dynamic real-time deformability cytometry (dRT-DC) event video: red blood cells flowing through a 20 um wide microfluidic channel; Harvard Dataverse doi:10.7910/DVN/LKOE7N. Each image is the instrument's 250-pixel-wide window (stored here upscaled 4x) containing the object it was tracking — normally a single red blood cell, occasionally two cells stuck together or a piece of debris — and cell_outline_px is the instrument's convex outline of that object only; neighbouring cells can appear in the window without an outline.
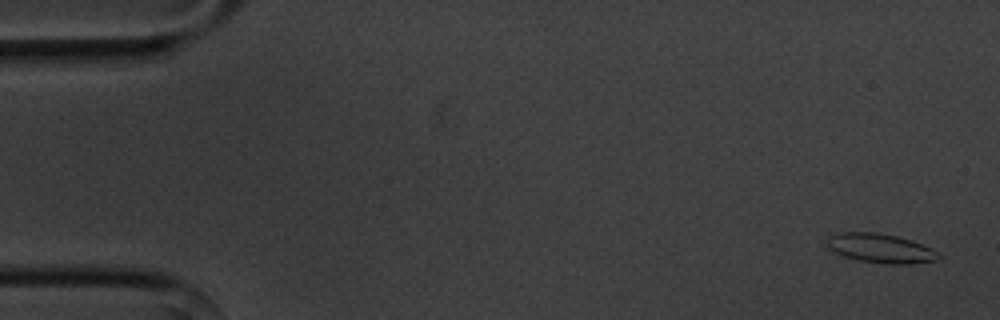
{"species": "common noctule bat (a hibernating species)", "species_latin": "Nyctalus noctula", "temperature_condition": "cold", "stored_images_in_passage": 5, "camera_frame_rate_fps": 3000, "um_per_image_px": 0.085, "animal": {"sex": "male", "body_mass_g": 20.1, "forearm_length_mm": 53.5}, "frame": {"image": 1, "passage_image": 1, "time_ms": 0.0, "image_size_px": [1000, 320], "cell_outline_px": [[940, 256], [936, 260], [912, 264], [884, 264], [860, 260], [844, 256], [828, 248], [828, 236], [840, 232], [876, 232], [896, 236], [932, 248]], "centroid_in_image_um": [74.83, 21.11], "position_along_channel_um": 10.2, "area_um2": 18.73}}